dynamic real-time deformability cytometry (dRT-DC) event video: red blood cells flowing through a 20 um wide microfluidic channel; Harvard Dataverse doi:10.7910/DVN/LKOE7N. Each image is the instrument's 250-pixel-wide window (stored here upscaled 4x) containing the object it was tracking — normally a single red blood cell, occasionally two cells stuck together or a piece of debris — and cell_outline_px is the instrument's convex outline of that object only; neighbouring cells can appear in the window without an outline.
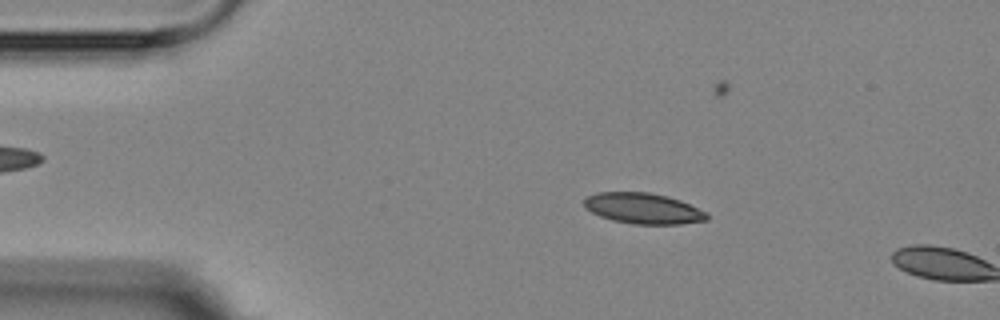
{"species": "Egyptian fruit bat (a non-hibernating species)", "species_latin": "Rousettus aegyptiacus", "temperature_condition": "room temperature", "stored_images_in_passage": 3, "camera_frame_rate_fps": 3000, "um_per_image_px": 0.085, "animal": {"sex": "female"}, "frame": {"image": 1, "passage_image": 2, "time_ms": 1.333, "image_size_px": [1000, 320], "cell_outline_px": [[708, 220], [680, 224], [632, 224], [612, 220], [600, 216], [584, 208], [584, 200], [588, 196], [596, 192], [648, 192], [668, 196], [680, 200], [708, 212]], "centroid_in_image_um": [54.68, 17.71], "position_along_channel_um": 30.3, "area_um2": 22.14}}